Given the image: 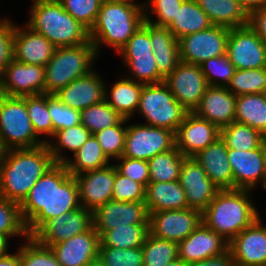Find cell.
I'll use <instances>...</instances> for the list:
<instances>
[{"mask_svg": "<svg viewBox=\"0 0 266 266\" xmlns=\"http://www.w3.org/2000/svg\"><path fill=\"white\" fill-rule=\"evenodd\" d=\"M79 189L66 165L55 163L30 189L20 204V212L29 236L46 221L79 208Z\"/></svg>", "mask_w": 266, "mask_h": 266, "instance_id": "cell-1", "label": "cell"}, {"mask_svg": "<svg viewBox=\"0 0 266 266\" xmlns=\"http://www.w3.org/2000/svg\"><path fill=\"white\" fill-rule=\"evenodd\" d=\"M54 164L46 143L35 148L8 149L0 170V195L20 205Z\"/></svg>", "mask_w": 266, "mask_h": 266, "instance_id": "cell-2", "label": "cell"}, {"mask_svg": "<svg viewBox=\"0 0 266 266\" xmlns=\"http://www.w3.org/2000/svg\"><path fill=\"white\" fill-rule=\"evenodd\" d=\"M141 2L129 0H104L92 28L90 41L97 55L101 46L107 45L118 53L145 21Z\"/></svg>", "mask_w": 266, "mask_h": 266, "instance_id": "cell-3", "label": "cell"}, {"mask_svg": "<svg viewBox=\"0 0 266 266\" xmlns=\"http://www.w3.org/2000/svg\"><path fill=\"white\" fill-rule=\"evenodd\" d=\"M252 190H219L213 201L202 211V223L229 243L260 217L251 201Z\"/></svg>", "mask_w": 266, "mask_h": 266, "instance_id": "cell-4", "label": "cell"}, {"mask_svg": "<svg viewBox=\"0 0 266 266\" xmlns=\"http://www.w3.org/2000/svg\"><path fill=\"white\" fill-rule=\"evenodd\" d=\"M26 25L54 46H76L90 42L89 29L66 12L59 0H33Z\"/></svg>", "mask_w": 266, "mask_h": 266, "instance_id": "cell-5", "label": "cell"}, {"mask_svg": "<svg viewBox=\"0 0 266 266\" xmlns=\"http://www.w3.org/2000/svg\"><path fill=\"white\" fill-rule=\"evenodd\" d=\"M97 53L92 42L56 48L44 67V94H56L73 80L90 73Z\"/></svg>", "mask_w": 266, "mask_h": 266, "instance_id": "cell-6", "label": "cell"}, {"mask_svg": "<svg viewBox=\"0 0 266 266\" xmlns=\"http://www.w3.org/2000/svg\"><path fill=\"white\" fill-rule=\"evenodd\" d=\"M0 141L8 149L35 148L49 141L33 129L23 97H0Z\"/></svg>", "mask_w": 266, "mask_h": 266, "instance_id": "cell-7", "label": "cell"}, {"mask_svg": "<svg viewBox=\"0 0 266 266\" xmlns=\"http://www.w3.org/2000/svg\"><path fill=\"white\" fill-rule=\"evenodd\" d=\"M136 113L145 118L147 125L176 133L188 111L175 99L163 81L143 85Z\"/></svg>", "mask_w": 266, "mask_h": 266, "instance_id": "cell-8", "label": "cell"}, {"mask_svg": "<svg viewBox=\"0 0 266 266\" xmlns=\"http://www.w3.org/2000/svg\"><path fill=\"white\" fill-rule=\"evenodd\" d=\"M176 147L175 132L142 123L127 124L122 157L148 161Z\"/></svg>", "mask_w": 266, "mask_h": 266, "instance_id": "cell-9", "label": "cell"}, {"mask_svg": "<svg viewBox=\"0 0 266 266\" xmlns=\"http://www.w3.org/2000/svg\"><path fill=\"white\" fill-rule=\"evenodd\" d=\"M230 29L212 25L210 28L185 35L178 40L180 60L200 65L204 61L227 54Z\"/></svg>", "mask_w": 266, "mask_h": 266, "instance_id": "cell-10", "label": "cell"}, {"mask_svg": "<svg viewBox=\"0 0 266 266\" xmlns=\"http://www.w3.org/2000/svg\"><path fill=\"white\" fill-rule=\"evenodd\" d=\"M202 223V211L194 208L149 214V234L176 243L185 240Z\"/></svg>", "mask_w": 266, "mask_h": 266, "instance_id": "cell-11", "label": "cell"}, {"mask_svg": "<svg viewBox=\"0 0 266 266\" xmlns=\"http://www.w3.org/2000/svg\"><path fill=\"white\" fill-rule=\"evenodd\" d=\"M175 99L188 111L194 112L208 83L200 65L181 61L164 79Z\"/></svg>", "mask_w": 266, "mask_h": 266, "instance_id": "cell-12", "label": "cell"}, {"mask_svg": "<svg viewBox=\"0 0 266 266\" xmlns=\"http://www.w3.org/2000/svg\"><path fill=\"white\" fill-rule=\"evenodd\" d=\"M227 55L235 69L266 67V43L249 25L230 29Z\"/></svg>", "mask_w": 266, "mask_h": 266, "instance_id": "cell-13", "label": "cell"}, {"mask_svg": "<svg viewBox=\"0 0 266 266\" xmlns=\"http://www.w3.org/2000/svg\"><path fill=\"white\" fill-rule=\"evenodd\" d=\"M44 66L12 59L0 77L2 95L23 97L44 94Z\"/></svg>", "mask_w": 266, "mask_h": 266, "instance_id": "cell-14", "label": "cell"}, {"mask_svg": "<svg viewBox=\"0 0 266 266\" xmlns=\"http://www.w3.org/2000/svg\"><path fill=\"white\" fill-rule=\"evenodd\" d=\"M92 228V211L80 206L46 221L32 237L40 244L51 247Z\"/></svg>", "mask_w": 266, "mask_h": 266, "instance_id": "cell-15", "label": "cell"}, {"mask_svg": "<svg viewBox=\"0 0 266 266\" xmlns=\"http://www.w3.org/2000/svg\"><path fill=\"white\" fill-rule=\"evenodd\" d=\"M131 224H149V212L145 202L110 200L92 210V228L98 234Z\"/></svg>", "mask_w": 266, "mask_h": 266, "instance_id": "cell-16", "label": "cell"}, {"mask_svg": "<svg viewBox=\"0 0 266 266\" xmlns=\"http://www.w3.org/2000/svg\"><path fill=\"white\" fill-rule=\"evenodd\" d=\"M235 266H266V225L257 218L228 243Z\"/></svg>", "mask_w": 266, "mask_h": 266, "instance_id": "cell-17", "label": "cell"}, {"mask_svg": "<svg viewBox=\"0 0 266 266\" xmlns=\"http://www.w3.org/2000/svg\"><path fill=\"white\" fill-rule=\"evenodd\" d=\"M79 189L80 205L93 210L112 200L113 184L116 177V167L109 164L106 167L80 173L74 176Z\"/></svg>", "mask_w": 266, "mask_h": 266, "instance_id": "cell-18", "label": "cell"}, {"mask_svg": "<svg viewBox=\"0 0 266 266\" xmlns=\"http://www.w3.org/2000/svg\"><path fill=\"white\" fill-rule=\"evenodd\" d=\"M220 137V129L206 119L188 112L175 133L176 148L185 157H194Z\"/></svg>", "mask_w": 266, "mask_h": 266, "instance_id": "cell-19", "label": "cell"}, {"mask_svg": "<svg viewBox=\"0 0 266 266\" xmlns=\"http://www.w3.org/2000/svg\"><path fill=\"white\" fill-rule=\"evenodd\" d=\"M99 234L91 228L50 247L61 266H92L98 262Z\"/></svg>", "mask_w": 266, "mask_h": 266, "instance_id": "cell-20", "label": "cell"}, {"mask_svg": "<svg viewBox=\"0 0 266 266\" xmlns=\"http://www.w3.org/2000/svg\"><path fill=\"white\" fill-rule=\"evenodd\" d=\"M178 181L185 191L188 207L200 211L214 200L219 191L206 175L203 167L192 157L184 160Z\"/></svg>", "mask_w": 266, "mask_h": 266, "instance_id": "cell-21", "label": "cell"}, {"mask_svg": "<svg viewBox=\"0 0 266 266\" xmlns=\"http://www.w3.org/2000/svg\"><path fill=\"white\" fill-rule=\"evenodd\" d=\"M228 158L233 173V189L254 191L258 184L266 189L262 147L249 151L228 149Z\"/></svg>", "mask_w": 266, "mask_h": 266, "instance_id": "cell-22", "label": "cell"}, {"mask_svg": "<svg viewBox=\"0 0 266 266\" xmlns=\"http://www.w3.org/2000/svg\"><path fill=\"white\" fill-rule=\"evenodd\" d=\"M22 26L24 27L14 25L13 59L25 64L45 67L57 47L42 34L33 31L26 24Z\"/></svg>", "mask_w": 266, "mask_h": 266, "instance_id": "cell-23", "label": "cell"}, {"mask_svg": "<svg viewBox=\"0 0 266 266\" xmlns=\"http://www.w3.org/2000/svg\"><path fill=\"white\" fill-rule=\"evenodd\" d=\"M227 250V240L201 223L185 240L178 243V258L190 264Z\"/></svg>", "mask_w": 266, "mask_h": 266, "instance_id": "cell-24", "label": "cell"}, {"mask_svg": "<svg viewBox=\"0 0 266 266\" xmlns=\"http://www.w3.org/2000/svg\"><path fill=\"white\" fill-rule=\"evenodd\" d=\"M105 83L94 69L73 80L54 95L67 107L82 111L104 100Z\"/></svg>", "mask_w": 266, "mask_h": 266, "instance_id": "cell-25", "label": "cell"}, {"mask_svg": "<svg viewBox=\"0 0 266 266\" xmlns=\"http://www.w3.org/2000/svg\"><path fill=\"white\" fill-rule=\"evenodd\" d=\"M236 98L227 87L208 86L193 113L221 130L235 121Z\"/></svg>", "mask_w": 266, "mask_h": 266, "instance_id": "cell-26", "label": "cell"}, {"mask_svg": "<svg viewBox=\"0 0 266 266\" xmlns=\"http://www.w3.org/2000/svg\"><path fill=\"white\" fill-rule=\"evenodd\" d=\"M192 158L203 167L206 175L219 190L233 189V173L228 158V148L221 137Z\"/></svg>", "mask_w": 266, "mask_h": 266, "instance_id": "cell-27", "label": "cell"}, {"mask_svg": "<svg viewBox=\"0 0 266 266\" xmlns=\"http://www.w3.org/2000/svg\"><path fill=\"white\" fill-rule=\"evenodd\" d=\"M150 43L158 72L166 78L181 62L178 40L167 27L150 24Z\"/></svg>", "mask_w": 266, "mask_h": 266, "instance_id": "cell-28", "label": "cell"}, {"mask_svg": "<svg viewBox=\"0 0 266 266\" xmlns=\"http://www.w3.org/2000/svg\"><path fill=\"white\" fill-rule=\"evenodd\" d=\"M145 204L149 214L189 208L179 181L149 183L145 191Z\"/></svg>", "mask_w": 266, "mask_h": 266, "instance_id": "cell-29", "label": "cell"}, {"mask_svg": "<svg viewBox=\"0 0 266 266\" xmlns=\"http://www.w3.org/2000/svg\"><path fill=\"white\" fill-rule=\"evenodd\" d=\"M143 85L126 77L115 82L111 89L105 84L104 100L123 118L130 120L137 111Z\"/></svg>", "mask_w": 266, "mask_h": 266, "instance_id": "cell-30", "label": "cell"}, {"mask_svg": "<svg viewBox=\"0 0 266 266\" xmlns=\"http://www.w3.org/2000/svg\"><path fill=\"white\" fill-rule=\"evenodd\" d=\"M213 25L229 29L248 26L249 15L237 0H196Z\"/></svg>", "mask_w": 266, "mask_h": 266, "instance_id": "cell-31", "label": "cell"}, {"mask_svg": "<svg viewBox=\"0 0 266 266\" xmlns=\"http://www.w3.org/2000/svg\"><path fill=\"white\" fill-rule=\"evenodd\" d=\"M212 25L209 17L199 7L196 0H185L167 28L179 40L185 35L206 30Z\"/></svg>", "mask_w": 266, "mask_h": 266, "instance_id": "cell-32", "label": "cell"}, {"mask_svg": "<svg viewBox=\"0 0 266 266\" xmlns=\"http://www.w3.org/2000/svg\"><path fill=\"white\" fill-rule=\"evenodd\" d=\"M235 121L246 124L266 135V99L264 93L238 95Z\"/></svg>", "mask_w": 266, "mask_h": 266, "instance_id": "cell-33", "label": "cell"}, {"mask_svg": "<svg viewBox=\"0 0 266 266\" xmlns=\"http://www.w3.org/2000/svg\"><path fill=\"white\" fill-rule=\"evenodd\" d=\"M91 135V132L84 125L79 124L56 131L52 137L56 139V143L48 141L46 144L54 162L64 164L69 157L62 155V152L69 150L74 155Z\"/></svg>", "mask_w": 266, "mask_h": 266, "instance_id": "cell-34", "label": "cell"}, {"mask_svg": "<svg viewBox=\"0 0 266 266\" xmlns=\"http://www.w3.org/2000/svg\"><path fill=\"white\" fill-rule=\"evenodd\" d=\"M149 234V224H131L103 231L99 234V247L129 249L142 247Z\"/></svg>", "mask_w": 266, "mask_h": 266, "instance_id": "cell-35", "label": "cell"}, {"mask_svg": "<svg viewBox=\"0 0 266 266\" xmlns=\"http://www.w3.org/2000/svg\"><path fill=\"white\" fill-rule=\"evenodd\" d=\"M64 164L71 176L83 172L106 167L110 160L102 152L101 146L94 135H91L87 142Z\"/></svg>", "mask_w": 266, "mask_h": 266, "instance_id": "cell-36", "label": "cell"}, {"mask_svg": "<svg viewBox=\"0 0 266 266\" xmlns=\"http://www.w3.org/2000/svg\"><path fill=\"white\" fill-rule=\"evenodd\" d=\"M186 158L175 147L148 160L150 183L178 181Z\"/></svg>", "mask_w": 266, "mask_h": 266, "instance_id": "cell-37", "label": "cell"}, {"mask_svg": "<svg viewBox=\"0 0 266 266\" xmlns=\"http://www.w3.org/2000/svg\"><path fill=\"white\" fill-rule=\"evenodd\" d=\"M220 137L228 149L249 151L261 147L264 135L246 124L234 121L220 130Z\"/></svg>", "mask_w": 266, "mask_h": 266, "instance_id": "cell-38", "label": "cell"}, {"mask_svg": "<svg viewBox=\"0 0 266 266\" xmlns=\"http://www.w3.org/2000/svg\"><path fill=\"white\" fill-rule=\"evenodd\" d=\"M143 266H164L178 259V243L148 234L142 245Z\"/></svg>", "mask_w": 266, "mask_h": 266, "instance_id": "cell-39", "label": "cell"}, {"mask_svg": "<svg viewBox=\"0 0 266 266\" xmlns=\"http://www.w3.org/2000/svg\"><path fill=\"white\" fill-rule=\"evenodd\" d=\"M81 124L91 134L117 125L123 117L105 100L80 111Z\"/></svg>", "mask_w": 266, "mask_h": 266, "instance_id": "cell-40", "label": "cell"}, {"mask_svg": "<svg viewBox=\"0 0 266 266\" xmlns=\"http://www.w3.org/2000/svg\"><path fill=\"white\" fill-rule=\"evenodd\" d=\"M125 66L128 67V77L142 84H155L164 81V77L158 72L154 55L122 56Z\"/></svg>", "mask_w": 266, "mask_h": 266, "instance_id": "cell-41", "label": "cell"}, {"mask_svg": "<svg viewBox=\"0 0 266 266\" xmlns=\"http://www.w3.org/2000/svg\"><path fill=\"white\" fill-rule=\"evenodd\" d=\"M25 103L36 136L48 135L52 139L53 124L48 111V94L25 96Z\"/></svg>", "mask_w": 266, "mask_h": 266, "instance_id": "cell-42", "label": "cell"}, {"mask_svg": "<svg viewBox=\"0 0 266 266\" xmlns=\"http://www.w3.org/2000/svg\"><path fill=\"white\" fill-rule=\"evenodd\" d=\"M227 89L236 96L266 91V67L236 69Z\"/></svg>", "mask_w": 266, "mask_h": 266, "instance_id": "cell-43", "label": "cell"}, {"mask_svg": "<svg viewBox=\"0 0 266 266\" xmlns=\"http://www.w3.org/2000/svg\"><path fill=\"white\" fill-rule=\"evenodd\" d=\"M0 235L9 239L11 237H23L27 239L28 232L24 223L20 205L0 195Z\"/></svg>", "mask_w": 266, "mask_h": 266, "instance_id": "cell-44", "label": "cell"}, {"mask_svg": "<svg viewBox=\"0 0 266 266\" xmlns=\"http://www.w3.org/2000/svg\"><path fill=\"white\" fill-rule=\"evenodd\" d=\"M129 119L123 118L117 125L105 128L95 134L102 152L110 160L122 157L126 141V131Z\"/></svg>", "mask_w": 266, "mask_h": 266, "instance_id": "cell-45", "label": "cell"}, {"mask_svg": "<svg viewBox=\"0 0 266 266\" xmlns=\"http://www.w3.org/2000/svg\"><path fill=\"white\" fill-rule=\"evenodd\" d=\"M26 241L19 247L21 266H61L50 247L38 243L32 236Z\"/></svg>", "mask_w": 266, "mask_h": 266, "instance_id": "cell-46", "label": "cell"}, {"mask_svg": "<svg viewBox=\"0 0 266 266\" xmlns=\"http://www.w3.org/2000/svg\"><path fill=\"white\" fill-rule=\"evenodd\" d=\"M209 86L227 87L234 75L235 67L227 54L210 58L200 64Z\"/></svg>", "mask_w": 266, "mask_h": 266, "instance_id": "cell-47", "label": "cell"}, {"mask_svg": "<svg viewBox=\"0 0 266 266\" xmlns=\"http://www.w3.org/2000/svg\"><path fill=\"white\" fill-rule=\"evenodd\" d=\"M97 263L101 266H143L142 248L99 247Z\"/></svg>", "mask_w": 266, "mask_h": 266, "instance_id": "cell-48", "label": "cell"}, {"mask_svg": "<svg viewBox=\"0 0 266 266\" xmlns=\"http://www.w3.org/2000/svg\"><path fill=\"white\" fill-rule=\"evenodd\" d=\"M184 1L185 0H147V2L143 3L145 21L155 26L167 27L173 21ZM150 13L154 14L157 19L152 20L149 16Z\"/></svg>", "mask_w": 266, "mask_h": 266, "instance_id": "cell-49", "label": "cell"}, {"mask_svg": "<svg viewBox=\"0 0 266 266\" xmlns=\"http://www.w3.org/2000/svg\"><path fill=\"white\" fill-rule=\"evenodd\" d=\"M48 111L52 118L53 135L58 130L81 124L80 111L67 107L54 94H48Z\"/></svg>", "mask_w": 266, "mask_h": 266, "instance_id": "cell-50", "label": "cell"}, {"mask_svg": "<svg viewBox=\"0 0 266 266\" xmlns=\"http://www.w3.org/2000/svg\"><path fill=\"white\" fill-rule=\"evenodd\" d=\"M64 10L89 30L95 23L104 0H59Z\"/></svg>", "mask_w": 266, "mask_h": 266, "instance_id": "cell-51", "label": "cell"}, {"mask_svg": "<svg viewBox=\"0 0 266 266\" xmlns=\"http://www.w3.org/2000/svg\"><path fill=\"white\" fill-rule=\"evenodd\" d=\"M145 191L146 188L142 184L122 176L116 170L112 200L119 202H145Z\"/></svg>", "mask_w": 266, "mask_h": 266, "instance_id": "cell-52", "label": "cell"}, {"mask_svg": "<svg viewBox=\"0 0 266 266\" xmlns=\"http://www.w3.org/2000/svg\"><path fill=\"white\" fill-rule=\"evenodd\" d=\"M152 51L150 23L144 21L118 54L122 56H143L153 55Z\"/></svg>", "mask_w": 266, "mask_h": 266, "instance_id": "cell-53", "label": "cell"}, {"mask_svg": "<svg viewBox=\"0 0 266 266\" xmlns=\"http://www.w3.org/2000/svg\"><path fill=\"white\" fill-rule=\"evenodd\" d=\"M116 160L119 163L114 164V166L119 174L142 184L145 188L150 183L148 161L128 157H121Z\"/></svg>", "mask_w": 266, "mask_h": 266, "instance_id": "cell-54", "label": "cell"}, {"mask_svg": "<svg viewBox=\"0 0 266 266\" xmlns=\"http://www.w3.org/2000/svg\"><path fill=\"white\" fill-rule=\"evenodd\" d=\"M13 21L0 18V77L8 63L13 59Z\"/></svg>", "mask_w": 266, "mask_h": 266, "instance_id": "cell-55", "label": "cell"}, {"mask_svg": "<svg viewBox=\"0 0 266 266\" xmlns=\"http://www.w3.org/2000/svg\"><path fill=\"white\" fill-rule=\"evenodd\" d=\"M248 25L266 43V5L249 14Z\"/></svg>", "mask_w": 266, "mask_h": 266, "instance_id": "cell-56", "label": "cell"}, {"mask_svg": "<svg viewBox=\"0 0 266 266\" xmlns=\"http://www.w3.org/2000/svg\"><path fill=\"white\" fill-rule=\"evenodd\" d=\"M188 266H235V264L230 251L227 250L220 255L209 257L202 261L190 263L188 264Z\"/></svg>", "mask_w": 266, "mask_h": 266, "instance_id": "cell-57", "label": "cell"}, {"mask_svg": "<svg viewBox=\"0 0 266 266\" xmlns=\"http://www.w3.org/2000/svg\"><path fill=\"white\" fill-rule=\"evenodd\" d=\"M240 6L249 15L252 11L266 5V0H237Z\"/></svg>", "mask_w": 266, "mask_h": 266, "instance_id": "cell-58", "label": "cell"}, {"mask_svg": "<svg viewBox=\"0 0 266 266\" xmlns=\"http://www.w3.org/2000/svg\"><path fill=\"white\" fill-rule=\"evenodd\" d=\"M18 251L14 254L8 253L0 257V266H21L20 256H19V247Z\"/></svg>", "mask_w": 266, "mask_h": 266, "instance_id": "cell-59", "label": "cell"}, {"mask_svg": "<svg viewBox=\"0 0 266 266\" xmlns=\"http://www.w3.org/2000/svg\"><path fill=\"white\" fill-rule=\"evenodd\" d=\"M9 244V238L4 236V235H0V257L8 254V247L10 245Z\"/></svg>", "mask_w": 266, "mask_h": 266, "instance_id": "cell-60", "label": "cell"}, {"mask_svg": "<svg viewBox=\"0 0 266 266\" xmlns=\"http://www.w3.org/2000/svg\"><path fill=\"white\" fill-rule=\"evenodd\" d=\"M6 153H7V149L4 147L3 143L0 141V170L3 165Z\"/></svg>", "mask_w": 266, "mask_h": 266, "instance_id": "cell-61", "label": "cell"}, {"mask_svg": "<svg viewBox=\"0 0 266 266\" xmlns=\"http://www.w3.org/2000/svg\"><path fill=\"white\" fill-rule=\"evenodd\" d=\"M261 147H262V152H263V161H264L265 175H266V135H264L263 137Z\"/></svg>", "mask_w": 266, "mask_h": 266, "instance_id": "cell-62", "label": "cell"}, {"mask_svg": "<svg viewBox=\"0 0 266 266\" xmlns=\"http://www.w3.org/2000/svg\"><path fill=\"white\" fill-rule=\"evenodd\" d=\"M164 266H188V264L178 258L172 262L167 263Z\"/></svg>", "mask_w": 266, "mask_h": 266, "instance_id": "cell-63", "label": "cell"}, {"mask_svg": "<svg viewBox=\"0 0 266 266\" xmlns=\"http://www.w3.org/2000/svg\"><path fill=\"white\" fill-rule=\"evenodd\" d=\"M92 266H101L100 264H98V263H95V264H93Z\"/></svg>", "mask_w": 266, "mask_h": 266, "instance_id": "cell-64", "label": "cell"}, {"mask_svg": "<svg viewBox=\"0 0 266 266\" xmlns=\"http://www.w3.org/2000/svg\"><path fill=\"white\" fill-rule=\"evenodd\" d=\"M2 96V92H1V85H0V97Z\"/></svg>", "mask_w": 266, "mask_h": 266, "instance_id": "cell-65", "label": "cell"}]
</instances>
